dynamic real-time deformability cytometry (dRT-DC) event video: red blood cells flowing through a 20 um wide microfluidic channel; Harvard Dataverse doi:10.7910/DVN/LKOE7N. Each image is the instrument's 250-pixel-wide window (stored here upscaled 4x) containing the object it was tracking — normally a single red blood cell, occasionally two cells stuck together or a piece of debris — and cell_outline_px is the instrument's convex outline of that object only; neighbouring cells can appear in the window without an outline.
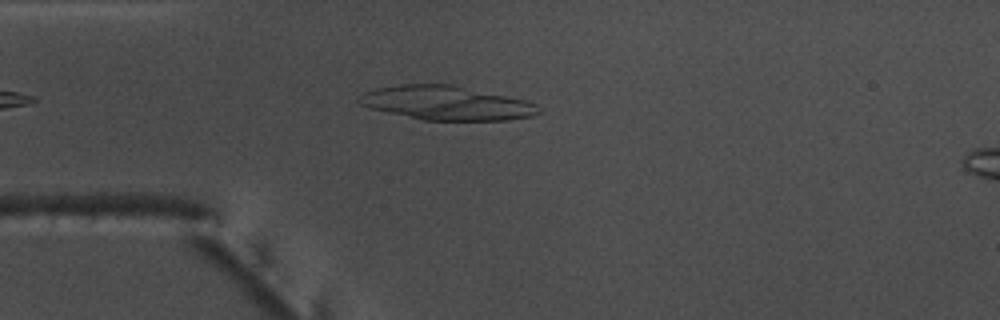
{"species": "common noctule bat (a hibernating species)", "species_latin": "Nyctalus noctula", "temperature_condition": "warm", "stored_images_in_passage": 45, "camera_frame_rate_fps": 3000, "um_per_image_px": 0.085, "animal": {"sex": "male", "body_mass_g": 17.5, "forearm_length_mm": 52.3}, "frame": {"image": 1, "passage_image": 6, "time_ms": 1.667, "image_size_px": [1000, 320], "cell_outline_px": [[540, 112], [532, 116], [508, 120], [424, 120], [372, 108], [360, 104], [356, 100], [360, 96], [368, 92], [380, 88], [400, 84], [452, 84], [528, 100], [536, 104]], "centroid_in_image_um": [38.02, 8.75], "position_along_channel_um": 47.0, "area_um2": 35.26}}